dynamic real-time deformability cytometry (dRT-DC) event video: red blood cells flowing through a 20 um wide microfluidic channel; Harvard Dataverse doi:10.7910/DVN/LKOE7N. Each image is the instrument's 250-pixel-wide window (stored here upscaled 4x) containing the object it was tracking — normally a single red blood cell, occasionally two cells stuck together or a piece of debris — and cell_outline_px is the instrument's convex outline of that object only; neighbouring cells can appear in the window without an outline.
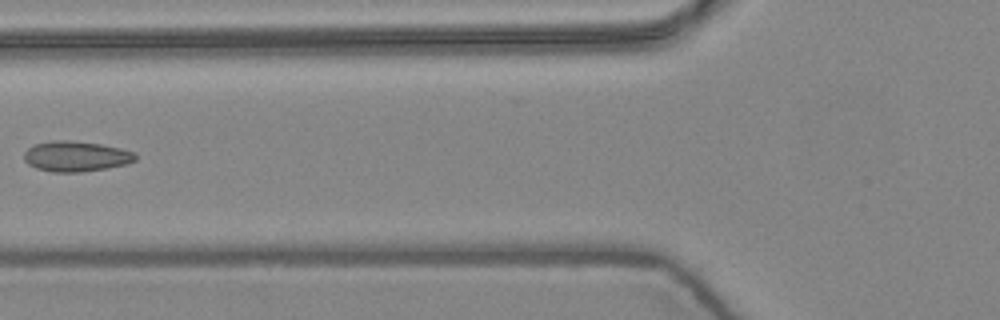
{"species": "common noctule bat (a hibernating species)", "species_latin": "Nyctalus noctula", "temperature_condition": "warm", "stored_images_in_passage": 5, "camera_frame_rate_fps": 3000, "um_per_image_px": 0.085, "animal": {"sex": "female", "body_mass_g": 24.6, "forearm_length_mm": 56.2}, "frame": {"image": 1, "passage_image": 4, "time_ms": 1.0, "image_size_px": [1000, 320], "cell_outline_px": [[136, 160], [128, 164], [108, 168], [80, 172], [52, 172], [36, 168], [28, 164], [24, 160], [24, 152], [28, 148], [36, 144], [52, 140], [68, 140], [100, 144], [120, 148], [136, 152]], "centroid_in_image_um": [6.47, 13.29], "position_along_channel_um": 119.3, "area_um2": 19.83}}
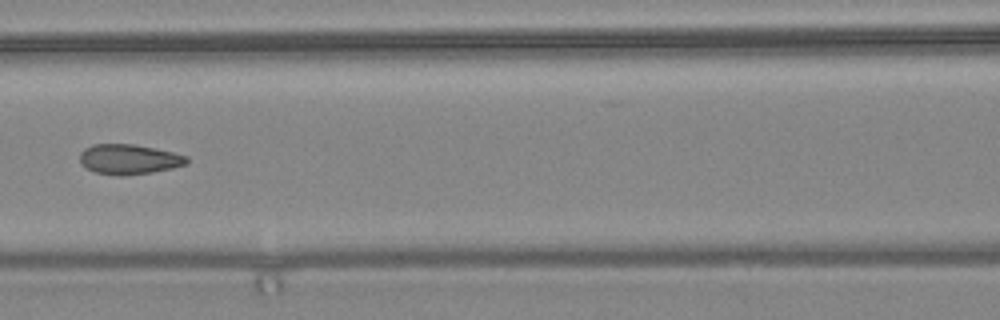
{"frame": {"image": 2, "passage_image": 5, "time_ms": 1.333, "image_size_px": [1000, 320], "cell_outline_px": [[188, 164], [172, 168], [152, 172], [124, 176], [120, 176], [96, 172], [84, 168], [80, 164], [80, 152], [84, 148], [92, 144], [136, 144], [156, 148], [188, 156]], "centroid_in_image_um": [10.95, 13.53], "position_along_channel_um": 155.7, "area_um2": 18.96}}